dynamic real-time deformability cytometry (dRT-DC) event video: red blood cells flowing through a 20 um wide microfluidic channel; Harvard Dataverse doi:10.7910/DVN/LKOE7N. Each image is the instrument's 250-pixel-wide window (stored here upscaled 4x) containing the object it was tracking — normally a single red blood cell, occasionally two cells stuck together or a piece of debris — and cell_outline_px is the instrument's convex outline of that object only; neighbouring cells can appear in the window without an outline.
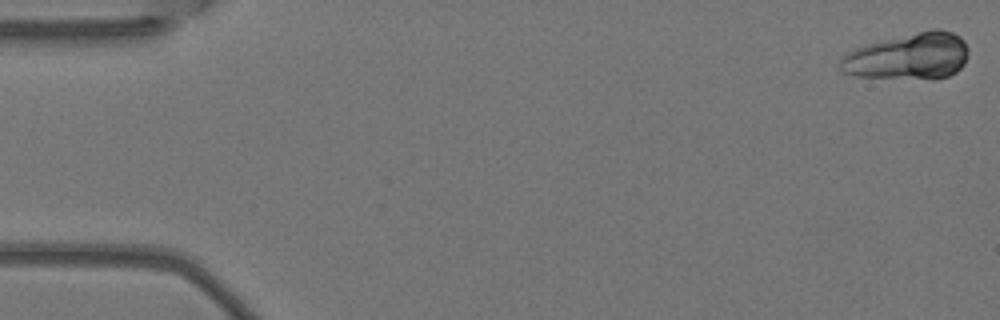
{"species": "Egyptian fruit bat (a non-hibernating species)", "species_latin": "Rousettus aegyptiacus", "temperature_condition": "warm", "stored_images_in_passage": 2, "camera_frame_rate_fps": 3000, "um_per_image_px": 0.085, "animal": {"sex": "female"}, "frame": {"image": 1, "passage_image": 1, "time_ms": 0.0, "image_size_px": [1000, 320], "cell_outline_px": [[968, 56], [964, 64], [956, 72], [948, 76], [932, 80], [856, 76], [844, 72], [840, 68], [840, 60], [848, 52], [856, 48], [868, 44], [932, 28], [940, 28], [952, 32], [960, 36], [964, 40], [968, 48]], "centroid_in_image_um": [77.29, 4.8], "position_along_channel_um": 7.7, "area_um2": 34.91}}